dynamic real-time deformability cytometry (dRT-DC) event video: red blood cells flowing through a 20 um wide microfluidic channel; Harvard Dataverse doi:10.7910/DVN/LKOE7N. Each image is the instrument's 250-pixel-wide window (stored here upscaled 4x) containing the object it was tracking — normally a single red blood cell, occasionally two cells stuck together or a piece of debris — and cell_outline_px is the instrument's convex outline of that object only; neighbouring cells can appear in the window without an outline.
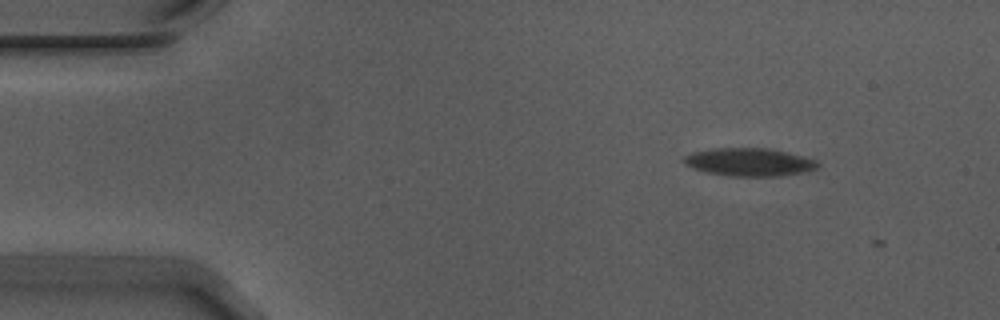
{"species": "Egyptian fruit bat (a non-hibernating species)", "species_latin": "Rousettus aegyptiacus", "temperature_condition": "warm", "stored_images_in_passage": 6, "camera_frame_rate_fps": 3000, "um_per_image_px": 0.085, "animal": {"sex": "male"}, "frame": {"image": 1, "passage_image": 4, "time_ms": 1.0, "image_size_px": [1000, 320], "cell_outline_px": [[820, 164], [816, 168], [808, 172], [780, 176], [732, 176], [704, 172], [692, 168], [684, 164], [680, 160], [684, 156], [692, 152], [708, 148], [768, 148], [788, 152], [804, 156], [816, 160]], "centroid_in_image_um": [63.66, 13.77], "position_along_channel_um": 21.3, "area_um2": 22.25}}